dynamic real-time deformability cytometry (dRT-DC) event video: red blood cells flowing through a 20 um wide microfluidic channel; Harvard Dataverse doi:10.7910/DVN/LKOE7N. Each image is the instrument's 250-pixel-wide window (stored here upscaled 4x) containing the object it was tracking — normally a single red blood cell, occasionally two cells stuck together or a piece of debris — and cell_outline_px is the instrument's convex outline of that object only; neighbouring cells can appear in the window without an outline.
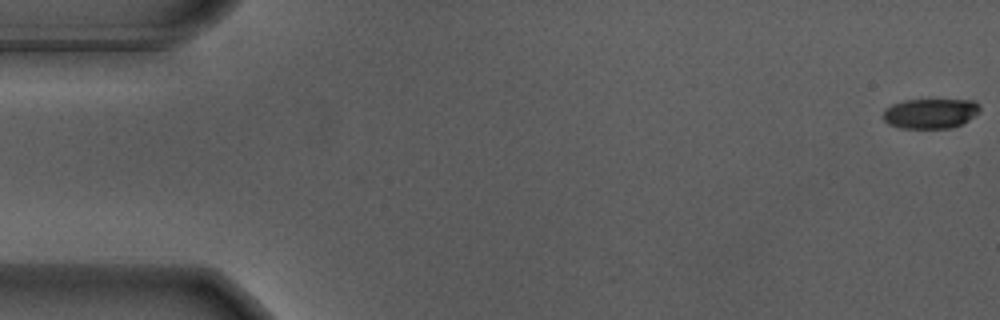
{"species": "Egyptian fruit bat (a non-hibernating species)", "species_latin": "Rousettus aegyptiacus", "temperature_condition": "warm", "stored_images_in_passage": 16, "camera_frame_rate_fps": 3000, "um_per_image_px": 0.085, "animal": {"sex": "male"}, "frame": {"image": 1, "passage_image": 1, "time_ms": 0.0, "image_size_px": [1000, 320], "cell_outline_px": [[980, 112], [968, 120], [952, 128], [900, 128], [888, 124], [884, 120], [884, 108], [892, 104], [904, 100], [976, 100], [980, 104]], "centroid_in_image_um": [79.1, 9.64], "position_along_channel_um": 5.9, "area_um2": 16.99}}
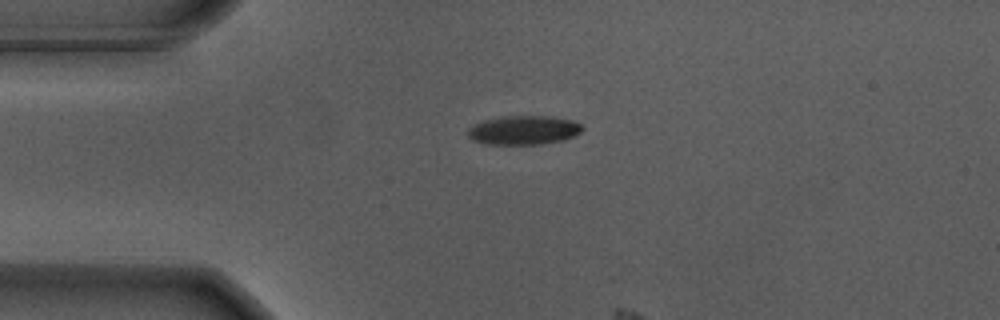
{"frame": {"image": 2, "passage_image": 14, "time_ms": 4.333, "image_size_px": [1000, 320], "cell_outline_px": [[584, 128], [580, 132], [564, 140], [540, 144], [484, 144], [472, 140], [464, 132], [468, 128], [484, 120], [508, 116], [548, 116], [572, 120], [580, 124]], "centroid_in_image_um": [44.48, 11.07], "position_along_channel_um": 40.5, "area_um2": 19.31}}